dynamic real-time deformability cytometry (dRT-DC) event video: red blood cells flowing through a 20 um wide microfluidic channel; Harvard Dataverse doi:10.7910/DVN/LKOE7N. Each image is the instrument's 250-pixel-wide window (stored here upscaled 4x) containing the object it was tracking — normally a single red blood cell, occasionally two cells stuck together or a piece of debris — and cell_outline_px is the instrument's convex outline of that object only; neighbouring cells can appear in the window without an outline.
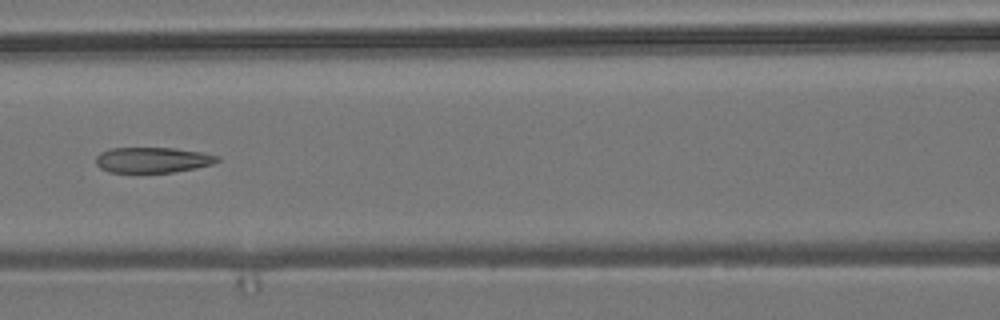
{"species": "common noctule bat (a hibernating species)", "species_latin": "Nyctalus noctula", "temperature_condition": "room temperature", "stored_images_in_passage": 11, "segment_of_instrument_passage": [1, 2], "camera_frame_rate_fps": 3000, "um_per_image_px": 0.085, "animal": {"sex": "male", "body_mass_g": 19.2, "forearm_length_mm": 51.8}, "frame": {"image": 1, "passage_image": 7, "time_ms": 7.0, "image_size_px": [1000, 320], "cell_outline_px": [[220, 160], [212, 164], [196, 168], [172, 172], [108, 172], [100, 168], [96, 164], [96, 156], [100, 152], [112, 148], [176, 148], [200, 152], [220, 156]], "centroid_in_image_um": [12.97, 13.59], "position_along_channel_um": 153.6, "area_um2": 18.03}}
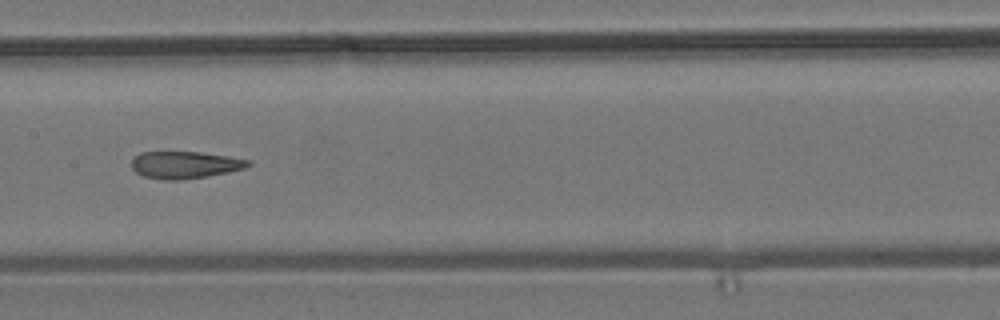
{"frame": {"image": 2, "passage_image": 8, "time_ms": 8.0, "image_size_px": [1000, 320], "cell_outline_px": [[252, 164], [244, 168], [228, 172], [208, 176], [180, 180], [164, 180], [144, 176], [136, 172], [132, 168], [132, 160], [140, 152], [200, 152], [228, 156], [252, 160]], "centroid_in_image_um": [15.74, 14.01], "position_along_channel_um": 191.7, "area_um2": 18.44}}
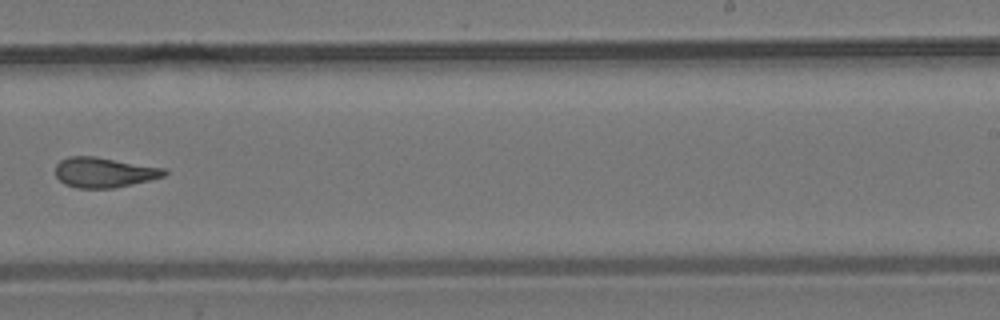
{"frame": {"image": 3, "passage_image": 10, "time_ms": 10.333, "image_size_px": [1000, 320], "cell_outline_px": [[168, 172], [164, 176], [132, 184], [112, 188], [76, 188], [64, 184], [56, 176], [56, 164], [60, 160], [68, 156], [96, 156], [164, 168]], "centroid_in_image_um": [8.81, 14.64], "position_along_channel_um": 280.2, "area_um2": 19.07}}